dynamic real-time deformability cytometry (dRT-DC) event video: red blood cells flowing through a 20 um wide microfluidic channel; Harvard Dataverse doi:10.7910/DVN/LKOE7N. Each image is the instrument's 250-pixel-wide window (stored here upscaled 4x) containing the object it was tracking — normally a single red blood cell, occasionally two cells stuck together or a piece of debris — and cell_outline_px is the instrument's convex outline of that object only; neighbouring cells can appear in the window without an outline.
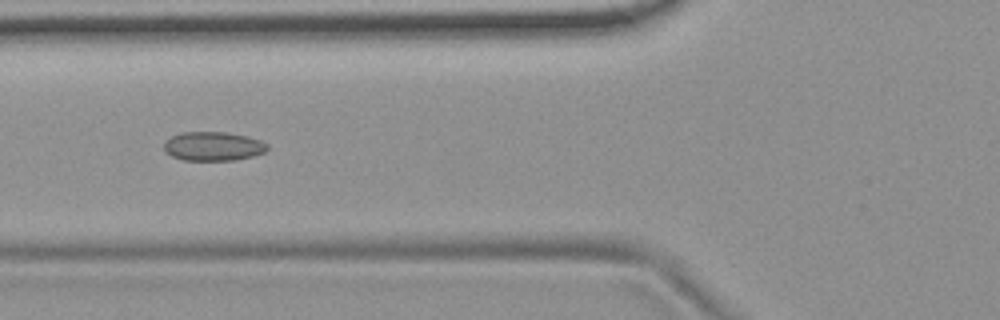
{"species": "common noctule bat (a hibernating species)", "species_latin": "Nyctalus noctula", "temperature_condition": "room temperature", "stored_images_in_passage": 18, "camera_frame_rate_fps": 3000, "um_per_image_px": 0.085, "animal": {"sex": "female", "body_mass_g": 19.9}, "frame": {"image": 1, "passage_image": 8, "time_ms": 2.333, "image_size_px": [1000, 320], "cell_outline_px": [[268, 148], [264, 152], [252, 156], [236, 160], [184, 160], [172, 156], [164, 152], [164, 140], [180, 132], [228, 132], [248, 136], [260, 140], [268, 144]], "centroid_in_image_um": [18.1, 12.42], "position_along_channel_um": 107.7, "area_um2": 17.63}}
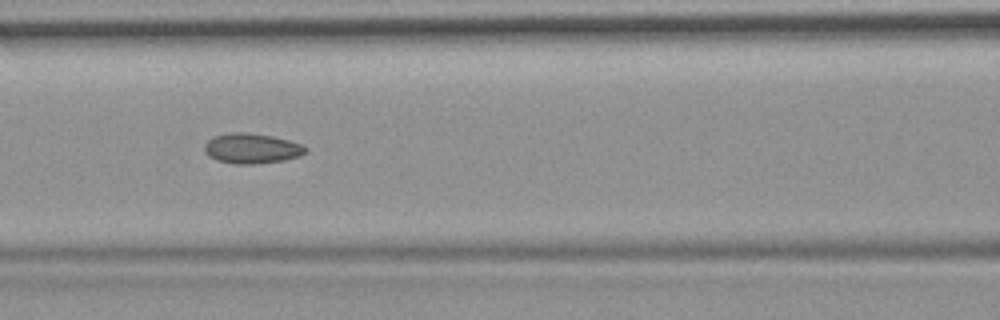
{"frame": {"image": 2, "passage_image": 11, "time_ms": 3.333, "image_size_px": [1000, 320], "cell_outline_px": [[308, 152], [300, 156], [284, 160], [252, 164], [232, 164], [216, 160], [208, 156], [204, 152], [204, 144], [212, 136], [232, 132], [244, 132], [272, 136], [288, 140], [300, 144], [308, 148]], "centroid_in_image_um": [21.37, 12.62], "position_along_channel_um": 145.2, "area_um2": 17.92}}